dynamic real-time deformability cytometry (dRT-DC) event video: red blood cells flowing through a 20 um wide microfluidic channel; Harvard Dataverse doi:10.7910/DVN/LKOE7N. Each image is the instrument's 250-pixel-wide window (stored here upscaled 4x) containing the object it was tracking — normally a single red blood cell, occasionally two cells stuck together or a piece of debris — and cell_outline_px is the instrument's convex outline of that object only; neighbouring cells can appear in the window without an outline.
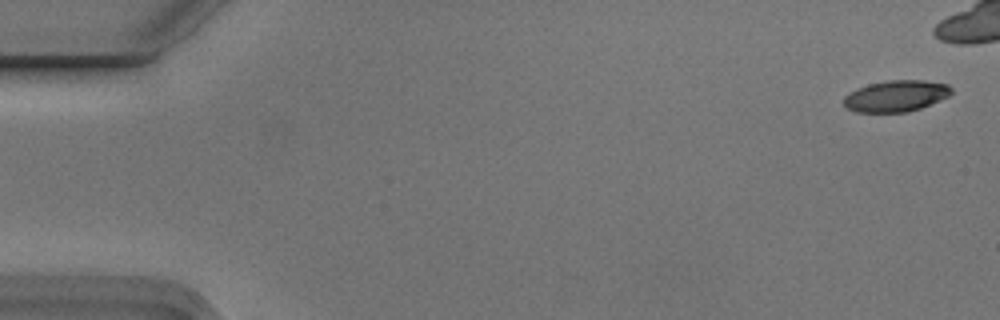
{"species": "Egyptian fruit bat (a non-hibernating species)", "species_latin": "Rousettus aegyptiacus", "temperature_condition": "cold", "stored_images_in_passage": 3, "camera_frame_rate_fps": 3000, "um_per_image_px": 0.085, "animal": {"sex": "male"}, "frame": {"image": 1, "passage_image": 3, "time_ms": 0.667, "image_size_px": [1000, 320], "cell_outline_px": [[952, 92], [948, 96], [920, 108], [908, 112], [856, 112], [844, 108], [844, 96], [848, 92], [856, 88], [868, 84], [888, 80], [924, 80], [948, 84], [952, 88]], "centroid_in_image_um": [76.11, 8.15], "position_along_channel_um": 8.9, "area_um2": 19.77}}